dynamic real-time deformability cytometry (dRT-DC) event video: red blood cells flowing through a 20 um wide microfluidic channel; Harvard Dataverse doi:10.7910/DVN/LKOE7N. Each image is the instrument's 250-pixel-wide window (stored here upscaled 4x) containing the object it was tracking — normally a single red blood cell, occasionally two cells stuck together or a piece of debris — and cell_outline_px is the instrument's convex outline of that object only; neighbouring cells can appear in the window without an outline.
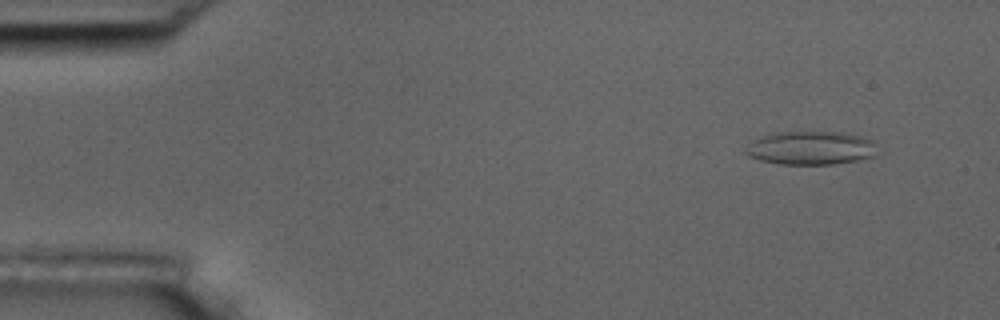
{"species": "common noctule bat (a hibernating species)", "species_latin": "Nyctalus noctula", "temperature_condition": "room temperature", "stored_images_in_passage": 4, "camera_frame_rate_fps": 3000, "um_per_image_px": 0.085, "animal": {"sex": "male", "body_mass_g": 17.5, "forearm_length_mm": 52.3}, "frame": {"image": 1, "passage_image": 1, "time_ms": 0.0, "image_size_px": [1000, 320], "cell_outline_px": [[884, 152], [872, 156], [856, 160], [832, 164], [780, 164], [760, 160], [748, 156], [744, 152], [744, 148], [748, 144], [772, 132], [840, 132], [864, 136], [872, 140]], "centroid_in_image_um": [68.99, 12.57], "position_along_channel_um": 16.0, "area_um2": 26.01}}